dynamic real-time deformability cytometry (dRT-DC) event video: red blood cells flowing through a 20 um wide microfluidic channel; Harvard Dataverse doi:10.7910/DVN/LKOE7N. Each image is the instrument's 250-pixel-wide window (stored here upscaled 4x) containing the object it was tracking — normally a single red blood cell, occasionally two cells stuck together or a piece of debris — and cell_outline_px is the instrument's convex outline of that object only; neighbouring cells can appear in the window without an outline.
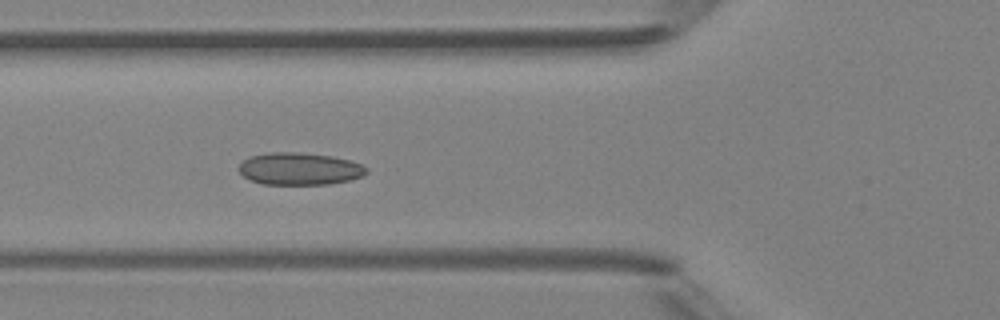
{"species": "Egyptian fruit bat (a non-hibernating species)", "species_latin": "Rousettus aegyptiacus", "temperature_condition": "room temperature", "stored_images_in_passage": 8, "camera_frame_rate_fps": 3000, "um_per_image_px": 0.085, "animal": {"sex": "female"}, "frame": {"image": 1, "passage_image": 5, "time_ms": 5.333, "image_size_px": [1000, 320], "cell_outline_px": [[368, 172], [364, 176], [348, 180], [328, 184], [260, 184], [248, 180], [240, 172], [240, 164], [248, 156], [272, 152], [300, 152], [332, 156], [352, 160], [364, 164], [368, 168]], "centroid_in_image_um": [25.5, 14.34], "position_along_channel_um": 100.3, "area_um2": 24.28}}
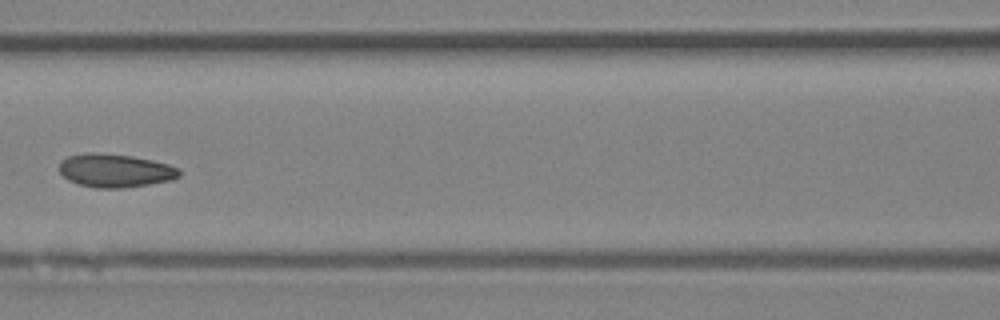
{"frame": {"image": 2, "passage_image": 6, "time_ms": 6.667, "image_size_px": [1000, 320], "cell_outline_px": [[180, 176], [172, 180], [124, 188], [96, 188], [80, 184], [68, 180], [60, 172], [60, 160], [68, 156], [92, 152], [132, 156], [152, 160], [168, 164], [180, 168]], "centroid_in_image_um": [9.81, 14.5], "position_along_channel_um": 156.8, "area_um2": 23.29}}
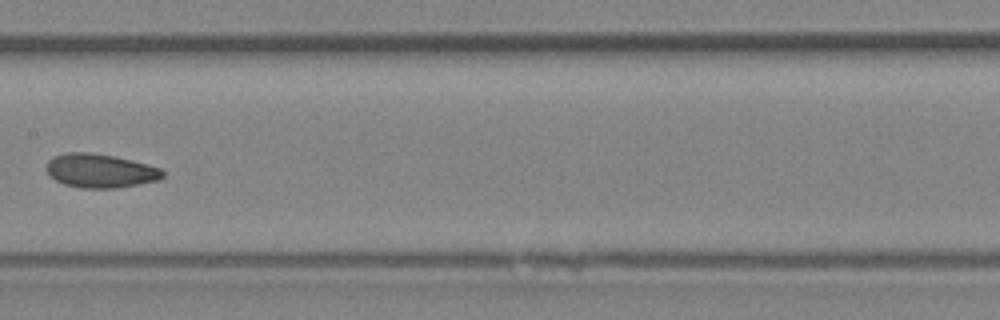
{"frame": {"image": 3, "passage_image": 7, "time_ms": 7.667, "image_size_px": [1000, 320], "cell_outline_px": [[164, 176], [156, 180], [116, 188], [80, 188], [64, 184], [56, 180], [44, 168], [48, 160], [52, 156], [64, 152], [92, 152], [132, 160], [148, 164], [160, 168], [164, 172]], "centroid_in_image_um": [8.47, 14.5], "position_along_channel_um": 198.9, "area_um2": 22.95}}